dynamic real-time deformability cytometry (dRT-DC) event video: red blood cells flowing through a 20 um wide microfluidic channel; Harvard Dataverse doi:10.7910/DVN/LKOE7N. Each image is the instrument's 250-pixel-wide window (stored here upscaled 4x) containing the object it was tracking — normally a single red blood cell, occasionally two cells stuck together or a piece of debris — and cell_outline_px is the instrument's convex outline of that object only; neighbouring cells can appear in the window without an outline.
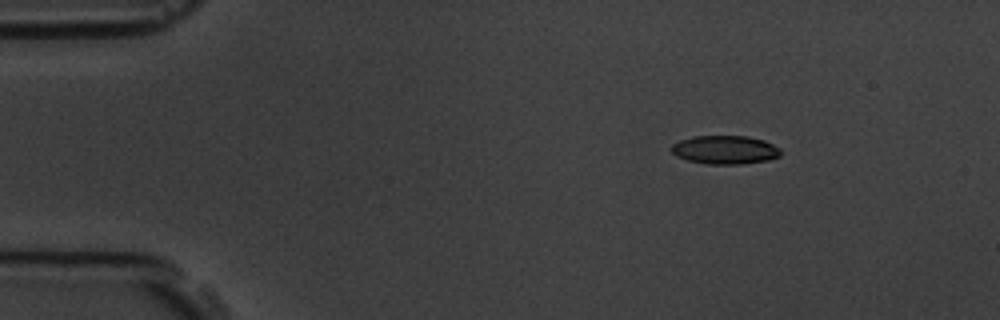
{"species": "common noctule bat (a hibernating species)", "species_latin": "Nyctalus noctula", "temperature_condition": "room temperature", "stored_images_in_passage": 4, "camera_frame_rate_fps": 3000, "um_per_image_px": 0.085, "animal": {"sex": "male", "body_mass_g": 19.5, "forearm_length_mm": 54.6}, "frame": {"image": 1, "passage_image": 1, "time_ms": 0.0, "image_size_px": [1000, 320], "cell_outline_px": [[780, 156], [768, 160], [740, 164], [708, 164], [688, 160], [676, 156], [672, 152], [672, 144], [680, 140], [692, 136], [748, 136], [764, 140], [780, 148]], "centroid_in_image_um": [61.63, 12.73], "position_along_channel_um": 23.4, "area_um2": 18.15}}
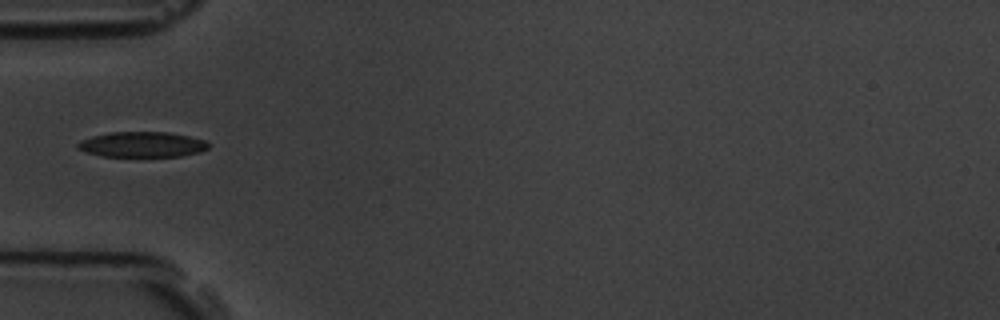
{"frame": {"image": 2, "passage_image": 4, "time_ms": 3.333, "image_size_px": [1000, 320], "cell_outline_px": [[208, 148], [200, 152], [180, 156], [100, 156], [84, 152], [76, 148], [76, 144], [80, 140], [92, 136], [108, 132], [168, 132], [188, 136], [204, 140], [208, 144]], "centroid_in_image_um": [12.02, 12.28], "position_along_channel_um": 73.0, "area_um2": 19.36}}